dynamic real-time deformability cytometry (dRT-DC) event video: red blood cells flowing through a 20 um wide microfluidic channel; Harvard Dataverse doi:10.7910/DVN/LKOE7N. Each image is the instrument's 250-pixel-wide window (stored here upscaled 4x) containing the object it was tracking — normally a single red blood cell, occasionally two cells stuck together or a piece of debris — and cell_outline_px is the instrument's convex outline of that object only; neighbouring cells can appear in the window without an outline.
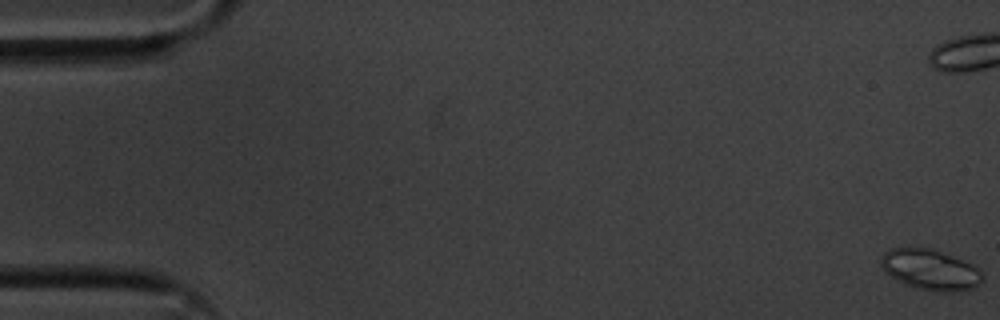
{"species": "common noctule bat (a hibernating species)", "species_latin": "Nyctalus noctula", "temperature_condition": "cold", "stored_images_in_passage": 58, "camera_frame_rate_fps": 3000, "um_per_image_px": 0.085, "animal": {"sex": "male", "body_mass_g": 20.1, "forearm_length_mm": 53.5}, "frame": {"image": 1, "passage_image": 1, "time_ms": 0.0, "image_size_px": [1000, 320], "cell_outline_px": [[984, 280], [980, 284], [972, 288], [960, 292], [940, 292], [920, 288], [908, 284], [884, 272], [880, 264], [880, 256], [888, 248], [932, 248], [952, 256], [976, 268], [984, 276]], "centroid_in_image_um": [79.06, 22.92], "position_along_channel_um": 5.9, "area_um2": 23.7}}
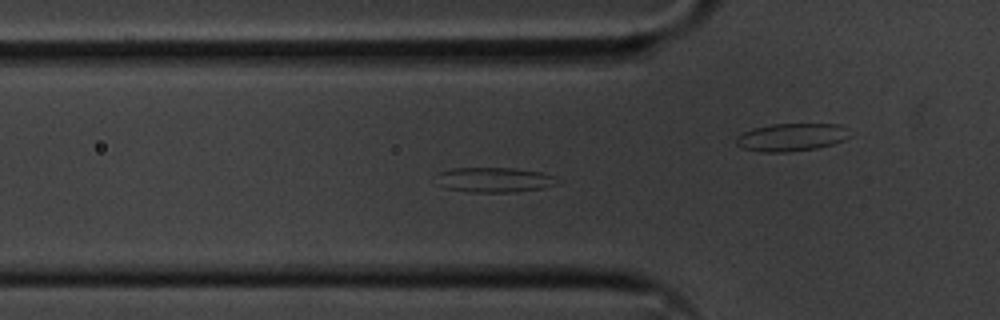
{"frame": {"image": 2, "passage_image": 20, "time_ms": 6.333, "image_size_px": [1000, 320], "cell_outline_px": [[564, 180], [560, 184], [540, 188], [516, 192], [468, 192], [444, 188], [440, 184], [440, 172], [452, 168], [516, 168], [540, 172]], "centroid_in_image_um": [42.11, 15.29], "position_along_channel_um": 83.7, "area_um2": 17.57}}
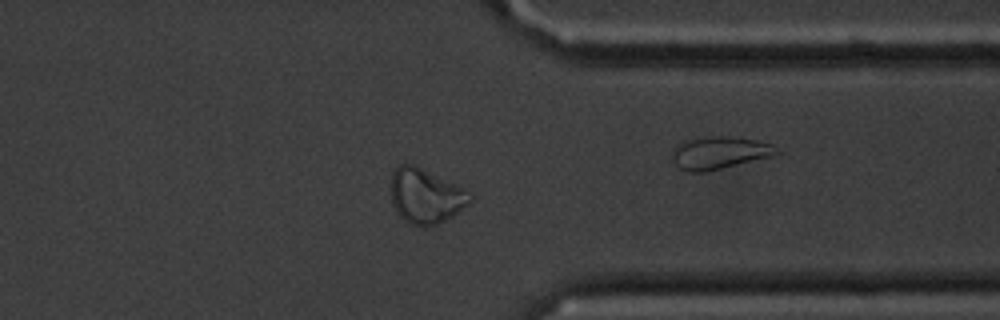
{"frame": {"image": 3, "passage_image": 45, "time_ms": 14.667, "image_size_px": [1000, 320], "cell_outline_px": [[472, 200], [468, 204], [452, 216], [436, 224], [424, 228], [420, 228], [404, 220], [396, 212], [392, 204], [392, 172], [400, 164], [416, 164], [464, 188], [472, 196]], "centroid_in_image_um": [36.17, 16.66], "position_along_channel_um": 375.2, "area_um2": 25.32}, "authors_computed_cell_mechanics": {"area_um2": 20.6346, "velocity_mm_per_s": 3.5396, "shape_relaxation_time_tau1_ms": null, "shape_relaxation_time_tau2_ms": 8.0545, "deformation_change_tau1": null, "deformation_change_tau2": 0.167}}